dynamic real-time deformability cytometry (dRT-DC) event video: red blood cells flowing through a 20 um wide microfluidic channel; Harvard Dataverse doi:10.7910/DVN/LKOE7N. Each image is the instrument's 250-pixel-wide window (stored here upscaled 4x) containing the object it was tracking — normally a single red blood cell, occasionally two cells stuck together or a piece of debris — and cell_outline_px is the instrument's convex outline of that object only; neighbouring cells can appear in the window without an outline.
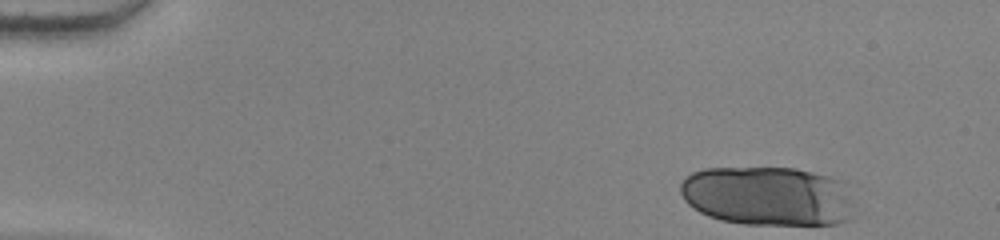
{"species": "human", "species_latin": "Homo sapiens", "temperature_condition": "warm", "stored_images_in_passage": 21, "camera_frame_rate_fps": 3000, "um_per_image_px": 0.085, "donor": {"sex": "female"}, "frame": {"image": 1, "passage_image": 1, "time_ms": 0.0, "image_size_px": [1000, 240], "cell_outline_px": [[856, 204], [852, 220], [836, 224], [744, 224], [720, 220], [708, 216], [700, 212], [688, 204], [684, 200], [680, 192], [680, 184], [684, 176], [692, 172], [704, 168], [796, 168], [844, 180]], "centroid_in_image_um": [65.32, 16.66], "position_along_channel_um": 19.7, "area_um2": 61.33}}
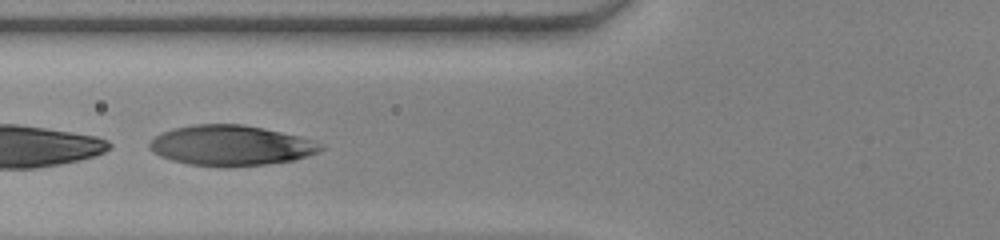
{"frame": {"image": 2, "passage_image": 18, "time_ms": 5.667, "image_size_px": [1000, 240], "cell_outline_px": [[324, 148], [320, 152], [296, 160], [264, 164], [228, 168], [188, 164], [172, 160], [160, 156], [152, 152], [148, 148], [148, 144], [160, 132], [172, 128], [192, 124], [244, 124], [300, 136], [324, 144]], "centroid_in_image_um": [19.62, 12.37], "position_along_channel_um": 106.2, "area_um2": 40.75}}